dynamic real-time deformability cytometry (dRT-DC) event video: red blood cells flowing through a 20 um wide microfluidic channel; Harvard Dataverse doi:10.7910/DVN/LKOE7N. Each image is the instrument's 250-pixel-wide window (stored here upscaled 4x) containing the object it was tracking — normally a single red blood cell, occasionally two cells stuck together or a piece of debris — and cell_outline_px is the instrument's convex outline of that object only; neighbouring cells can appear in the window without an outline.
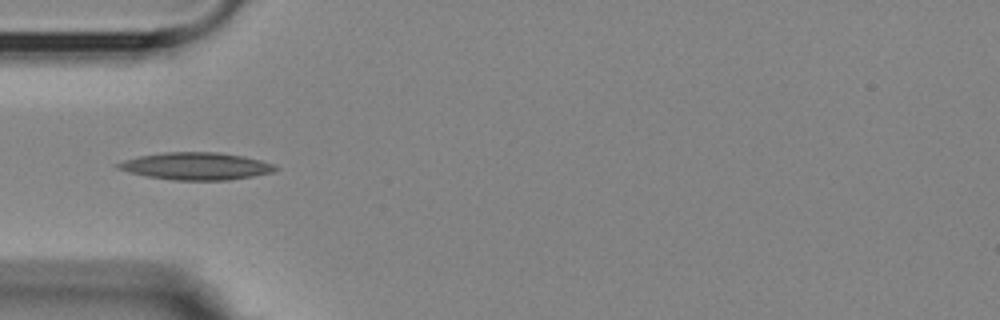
{"species": "Egyptian fruit bat (a non-hibernating species)", "species_latin": "Rousettus aegyptiacus", "temperature_condition": "room temperature", "stored_images_in_passage": 9, "camera_frame_rate_fps": 3000, "um_per_image_px": 0.085, "animal": {"sex": "female"}, "frame": {"image": 1, "passage_image": 3, "time_ms": 2.333, "image_size_px": [1000, 320], "cell_outline_px": [[280, 168], [272, 172], [252, 176], [228, 180], [172, 180], [148, 176], [128, 172], [116, 168], [112, 164], [124, 160], [140, 156], [164, 152], [216, 152], [244, 156], [260, 160], [272, 164]], "centroid_in_image_um": [16.63, 14.12], "position_along_channel_um": 68.4, "area_um2": 25.03}}
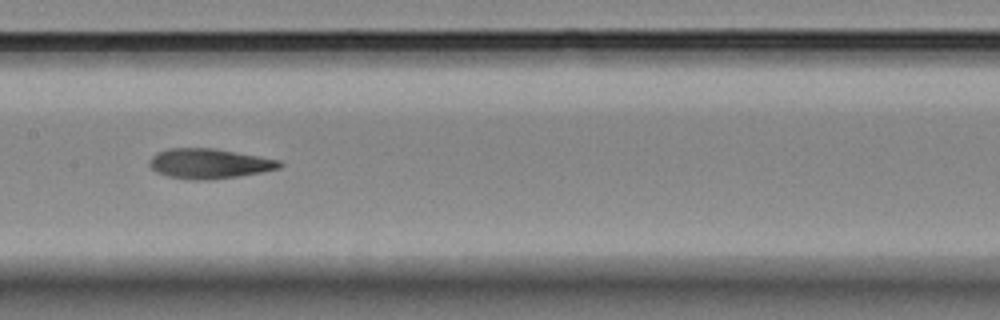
{"frame": {"image": 2, "passage_image": 6, "time_ms": 5.667, "image_size_px": [1000, 320], "cell_outline_px": [[284, 164], [280, 168], [240, 176], [204, 180], [188, 180], [168, 176], [156, 172], [148, 164], [148, 160], [156, 152], [168, 148], [216, 148], [260, 156], [280, 160]], "centroid_in_image_um": [17.76, 13.9], "position_along_channel_um": 189.6, "area_um2": 22.95}}
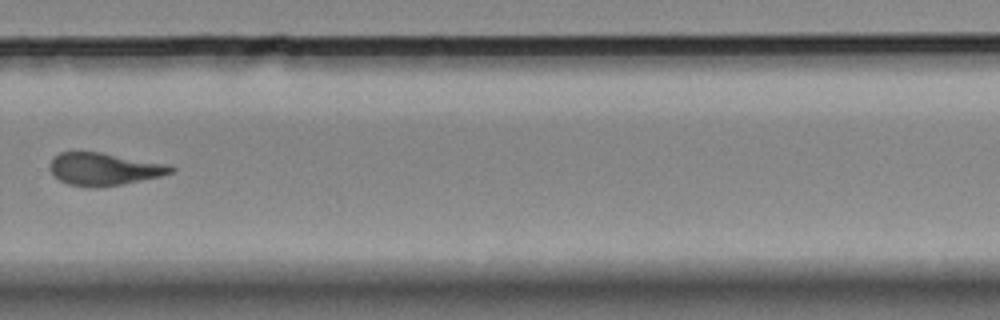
{"frame": {"image": 3, "passage_image": 9, "time_ms": 9.333, "image_size_px": [1000, 320], "cell_outline_px": [[176, 168], [172, 172], [160, 176], [120, 184], [96, 188], [92, 188], [68, 184], [60, 180], [48, 168], [48, 164], [52, 156], [60, 152], [100, 152], [172, 164]], "centroid_in_image_um": [8.83, 14.35], "position_along_channel_um": 321.0, "area_um2": 23.12}}